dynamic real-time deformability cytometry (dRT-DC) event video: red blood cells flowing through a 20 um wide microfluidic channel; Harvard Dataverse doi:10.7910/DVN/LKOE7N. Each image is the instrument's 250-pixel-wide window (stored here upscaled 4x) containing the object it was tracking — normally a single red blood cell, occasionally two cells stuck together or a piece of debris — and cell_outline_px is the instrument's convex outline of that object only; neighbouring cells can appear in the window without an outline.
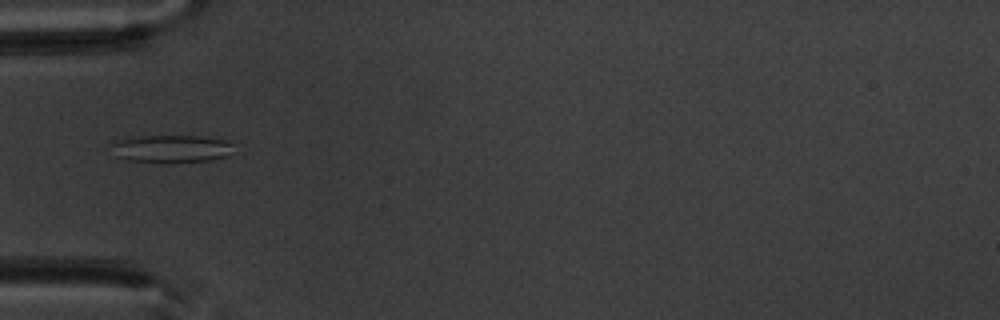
{"species": "common noctule bat (a hibernating species)", "species_latin": "Nyctalus noctula", "temperature_condition": "warm", "stored_images_in_passage": 8, "camera_frame_rate_fps": 3000, "um_per_image_px": 0.085, "animal": {"sex": "male", "body_mass_g": 20.1, "forearm_length_mm": 53.5}, "frame": {"image": 1, "passage_image": 6, "time_ms": 6.0, "image_size_px": [1000, 320], "cell_outline_px": [[232, 144], [228, 156], [212, 160], [164, 164], [128, 160], [116, 156], [112, 144], [120, 140], [132, 136], [200, 136], [224, 140]], "centroid_in_image_um": [14.56, 12.67], "position_along_channel_um": 70.4, "area_um2": 19.83}}
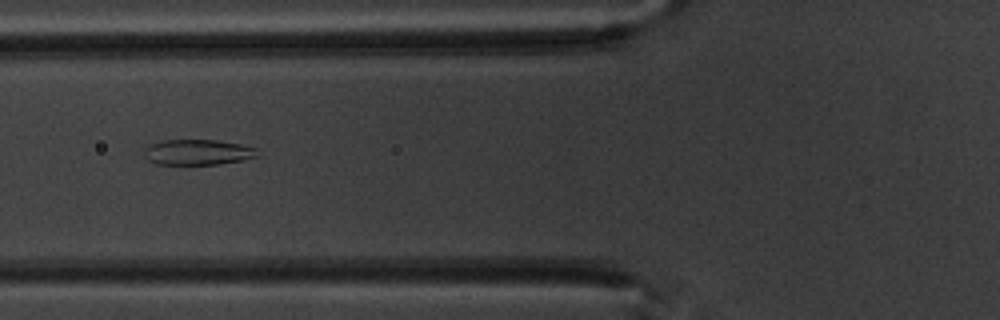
{"frame": {"image": 2, "passage_image": 7, "time_ms": 7.0, "image_size_px": [1000, 320], "cell_outline_px": [[260, 156], [244, 160], [220, 164], [156, 164], [148, 160], [144, 156], [144, 148], [160, 140], [216, 140], [240, 144], [256, 148]], "centroid_in_image_um": [16.82, 12.94], "position_along_channel_um": 109.0, "area_um2": 16.94}}